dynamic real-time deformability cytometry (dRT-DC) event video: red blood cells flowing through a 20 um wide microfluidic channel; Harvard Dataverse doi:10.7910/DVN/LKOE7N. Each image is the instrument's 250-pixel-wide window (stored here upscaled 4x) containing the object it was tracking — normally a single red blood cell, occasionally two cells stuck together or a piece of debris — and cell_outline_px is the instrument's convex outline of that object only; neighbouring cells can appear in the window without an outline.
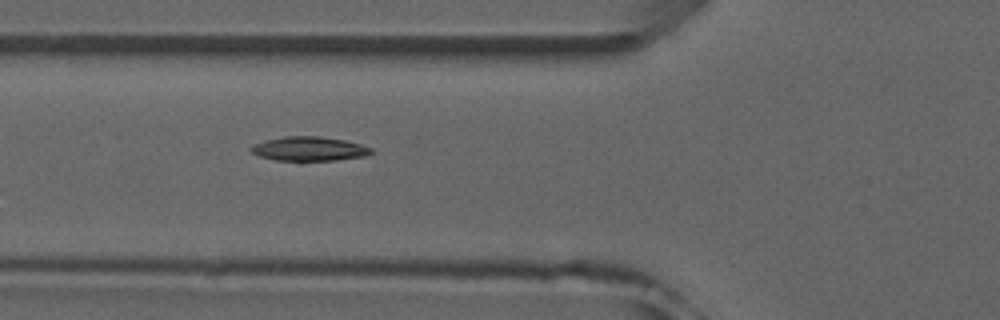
{"species": "common noctule bat (a hibernating species)", "species_latin": "Nyctalus noctula", "temperature_condition": "room temperature", "stored_images_in_passage": 5, "camera_frame_rate_fps": 3000, "um_per_image_px": 0.085, "animal": {"sex": "male", "forearm_length_mm": 52.5}, "frame": {"image": 1, "passage_image": 5, "time_ms": 5.333, "image_size_px": [1000, 320], "cell_outline_px": [[372, 152], [364, 156], [336, 160], [276, 160], [260, 156], [252, 152], [248, 148], [256, 144], [268, 140], [284, 136], [320, 136], [344, 140], [360, 144], [372, 148]], "centroid_in_image_um": [26.29, 12.64], "position_along_channel_um": 99.5, "area_um2": 16.65}}